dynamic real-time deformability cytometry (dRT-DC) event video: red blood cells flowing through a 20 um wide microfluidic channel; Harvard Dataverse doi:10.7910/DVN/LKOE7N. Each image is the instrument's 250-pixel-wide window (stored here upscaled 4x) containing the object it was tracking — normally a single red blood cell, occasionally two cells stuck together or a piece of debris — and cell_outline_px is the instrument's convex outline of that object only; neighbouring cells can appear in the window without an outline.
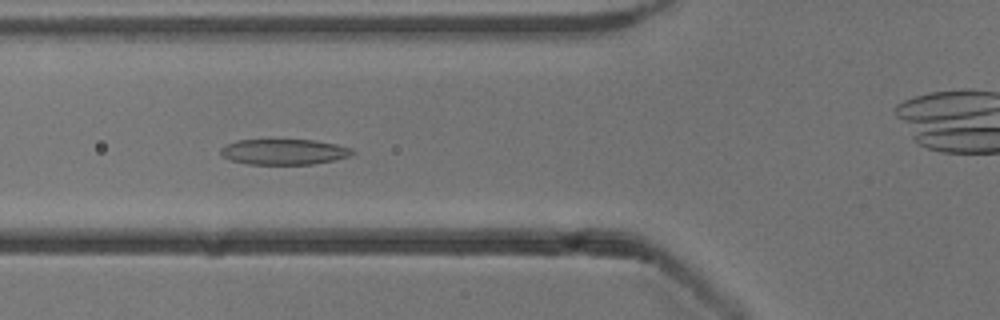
{"species": "common noctule bat (a hibernating species)", "species_latin": "Nyctalus noctula", "temperature_condition": "cold", "stored_images_in_passage": 41, "camera_frame_rate_fps": 3000, "um_per_image_px": 0.085, "animal": {"sex": "male", "body_mass_g": 13.3}, "frame": {"image": 1, "passage_image": 19, "time_ms": 6.0, "image_size_px": [1000, 320], "cell_outline_px": [[356, 152], [352, 156], [336, 160], [312, 164], [248, 164], [232, 160], [224, 156], [220, 152], [220, 148], [236, 140], [312, 140], [336, 144], [352, 148]], "centroid_in_image_um": [24.2, 12.91], "position_along_channel_um": 101.6, "area_um2": 19.59}}
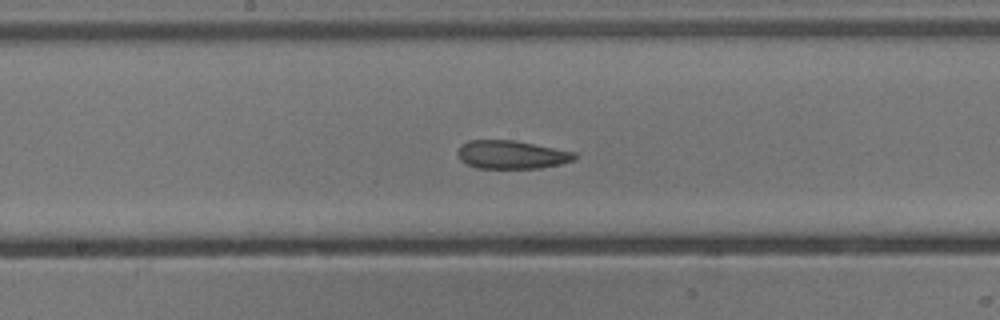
{"frame": {"image": 2, "passage_image": 27, "time_ms": 8.667, "image_size_px": [1000, 320], "cell_outline_px": [[576, 156], [572, 160], [560, 164], [540, 168], [476, 168], [460, 160], [456, 156], [456, 152], [460, 144], [468, 140], [516, 140], [576, 152]], "centroid_in_image_um": [43.43, 13.13], "position_along_channel_um": 204.8, "area_um2": 19.48}}
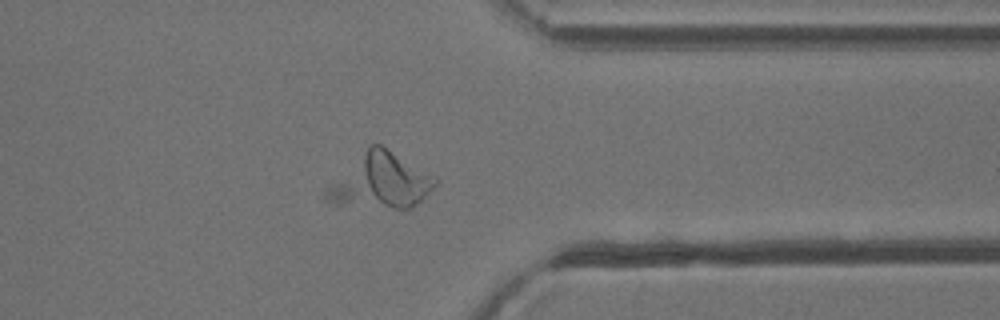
{"frame": {"image": 3, "passage_image": 41, "time_ms": 13.333, "image_size_px": [1000, 320], "cell_outline_px": [[440, 180], [412, 208], [396, 208], [336, 204], [328, 200], [324, 196], [324, 188], [372, 144], [380, 144], [436, 176]], "centroid_in_image_um": [32.36, 15.4], "position_along_channel_um": 379.0, "area_um2": 34.22}, "authors_computed_cell_mechanics": {"area_um2": 19.8254, "velocity_mm_per_s": 3.8434, "shape_relaxation_time_tau1_ms": null, "shape_relaxation_time_tau2_ms": 1.5112, "deformation_change_tau1": null, "deformation_change_tau2": 0.0799}}